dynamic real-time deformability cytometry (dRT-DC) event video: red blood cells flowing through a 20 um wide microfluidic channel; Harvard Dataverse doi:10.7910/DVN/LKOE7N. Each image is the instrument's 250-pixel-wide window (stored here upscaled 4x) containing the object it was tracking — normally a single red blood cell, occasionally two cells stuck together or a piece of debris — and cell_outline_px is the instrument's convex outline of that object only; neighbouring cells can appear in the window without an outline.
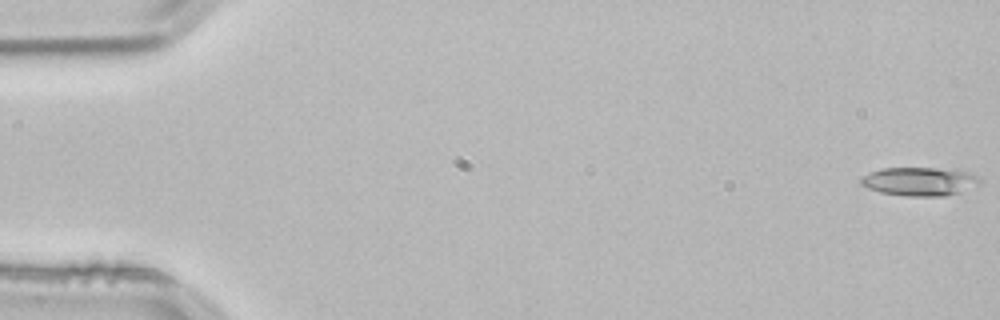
{"species": "common noctule bat (a hibernating species)", "species_latin": "Nyctalus noctula", "temperature_condition": "room temperature", "stored_images_in_passage": 53, "camera_frame_rate_fps": 3000, "um_per_image_px": 0.085, "animal": {"sex": "male", "body_mass_g": 21.5, "forearm_length_mm": 52.0}, "frame": {"image": 1, "passage_image": 1, "time_ms": 0.0, "image_size_px": [1000, 320], "cell_outline_px": [[980, 184], [960, 192], [944, 196], [904, 196], [880, 192], [868, 188], [860, 184], [860, 180], [864, 176], [880, 168], [956, 168], [968, 172], [976, 176], [980, 180]], "centroid_in_image_um": [78.19, 15.41], "position_along_channel_um": 6.8, "area_um2": 19.88}}
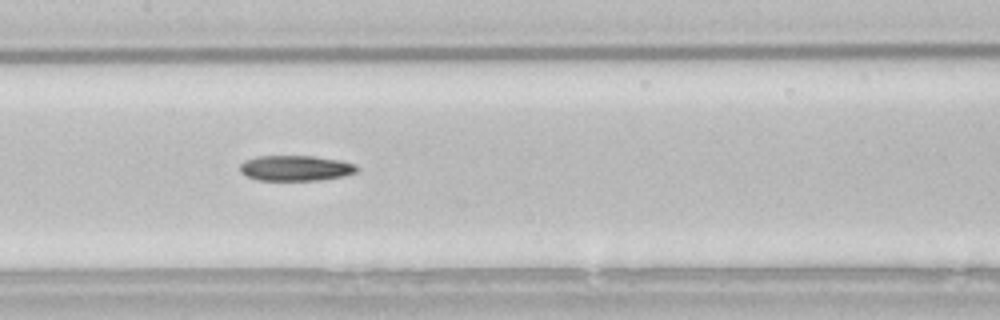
{"frame": {"image": 2, "passage_image": 26, "time_ms": 8.333, "image_size_px": [1000, 320], "cell_outline_px": [[360, 168], [356, 172], [344, 176], [320, 180], [260, 180], [248, 176], [240, 172], [240, 164], [244, 160], [256, 156], [312, 156], [340, 160], [356, 164]], "centroid_in_image_um": [25.15, 14.28], "position_along_channel_um": 182.3, "area_um2": 17.4}}
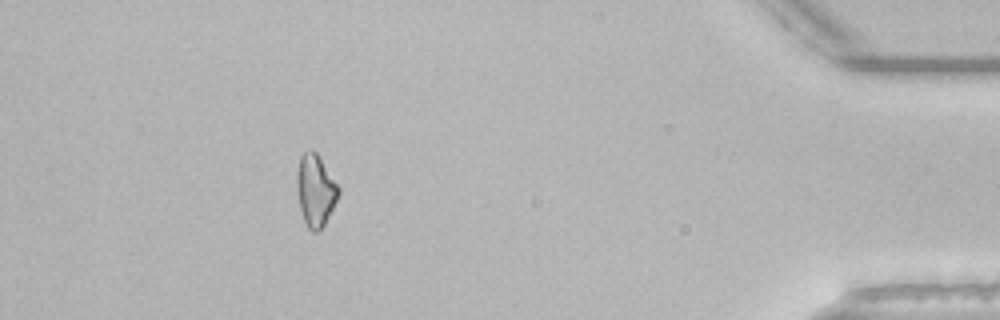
{"frame": {"image": 3, "passage_image": 48, "time_ms": 15.667, "image_size_px": [1000, 320], "cell_outline_px": [[340, 192], [324, 224], [316, 232], [312, 232], [308, 228], [304, 220], [300, 208], [296, 188], [296, 176], [300, 156], [304, 152], [312, 148], [316, 152], [340, 188]], "centroid_in_image_um": [26.79, 16.15], "position_along_channel_um": 408.4, "area_um2": 17.22}}